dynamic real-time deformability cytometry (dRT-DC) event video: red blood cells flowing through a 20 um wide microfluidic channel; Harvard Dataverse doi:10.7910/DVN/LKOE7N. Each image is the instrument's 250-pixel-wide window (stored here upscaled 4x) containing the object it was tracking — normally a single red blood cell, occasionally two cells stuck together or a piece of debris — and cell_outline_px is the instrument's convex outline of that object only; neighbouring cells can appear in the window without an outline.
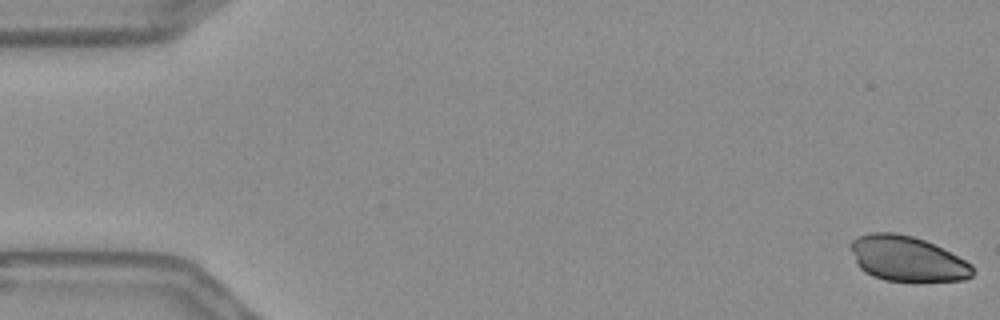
{"species": "Egyptian fruit bat (a non-hibernating species)", "species_latin": "Rousettus aegyptiacus", "temperature_condition": "warm", "stored_images_in_passage": 56, "camera_frame_rate_fps": 3000, "um_per_image_px": 0.085, "frame": {"image": 1, "passage_image": 1, "time_ms": 0.0, "image_size_px": [1000, 320], "cell_outline_px": [[972, 276], [964, 280], [884, 280], [872, 276], [864, 272], [856, 264], [848, 244], [856, 236], [872, 232], [896, 232], [912, 236], [924, 240], [972, 264]], "centroid_in_image_um": [77.01, 21.97], "position_along_channel_um": 8.0, "area_um2": 31.79}}